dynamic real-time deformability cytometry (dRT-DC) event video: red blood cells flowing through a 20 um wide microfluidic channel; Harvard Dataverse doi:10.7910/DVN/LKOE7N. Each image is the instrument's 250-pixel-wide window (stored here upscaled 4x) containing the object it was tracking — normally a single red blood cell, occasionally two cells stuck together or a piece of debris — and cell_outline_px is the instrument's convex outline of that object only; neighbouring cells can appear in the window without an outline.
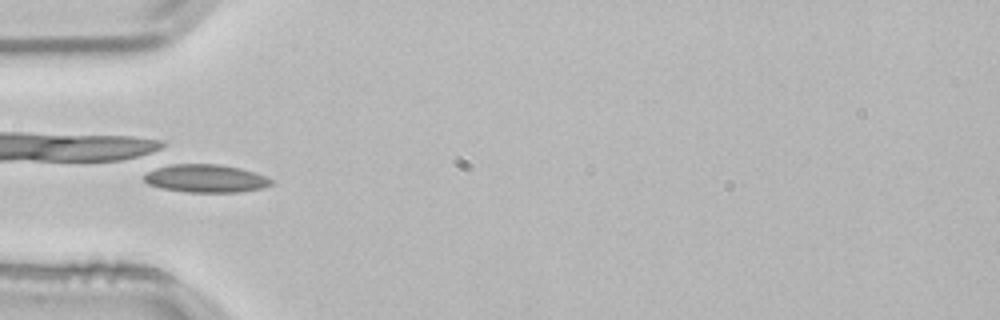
{"species": "common noctule bat (a hibernating species)", "species_latin": "Nyctalus noctula", "temperature_condition": "room temperature", "stored_images_in_passage": 2, "camera_frame_rate_fps": 3000, "um_per_image_px": 0.085, "animal": {"sex": "male", "body_mass_g": 21.5, "forearm_length_mm": 52.0}, "frame": {"image": 1, "passage_image": 2, "time_ms": 0.333, "image_size_px": [1000, 320], "cell_outline_px": [[272, 184], [264, 188], [240, 192], [184, 192], [160, 188], [148, 184], [144, 180], [144, 176], [148, 172], [156, 168], [172, 164], [220, 164], [240, 168], [264, 176], [272, 180]], "centroid_in_image_um": [17.48, 15.18], "position_along_channel_um": 67.5, "area_um2": 20.69}}